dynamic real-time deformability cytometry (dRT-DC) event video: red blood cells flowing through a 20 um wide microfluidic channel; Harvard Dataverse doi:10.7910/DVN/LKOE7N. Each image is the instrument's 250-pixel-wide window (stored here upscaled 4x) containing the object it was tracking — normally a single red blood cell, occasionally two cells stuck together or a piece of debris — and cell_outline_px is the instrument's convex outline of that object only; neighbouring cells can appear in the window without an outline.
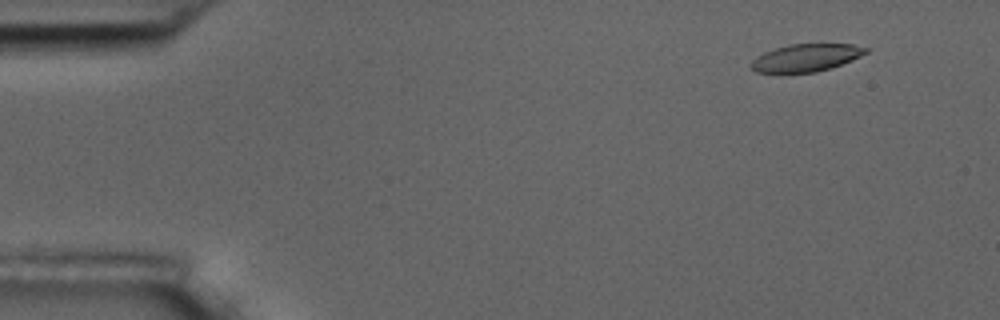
{"species": "common noctule bat (a hibernating species)", "species_latin": "Nyctalus noctula", "temperature_condition": "room temperature", "stored_images_in_passage": 10, "camera_frame_rate_fps": 3000, "um_per_image_px": 0.085, "animal": {"sex": "male", "body_mass_g": 17.5, "forearm_length_mm": 52.3}, "frame": {"image": 1, "passage_image": 2, "time_ms": 1.333, "image_size_px": [1000, 320], "cell_outline_px": [[868, 52], [852, 60], [832, 68], [816, 72], [756, 72], [752, 68], [752, 60], [764, 52], [788, 44], [852, 44], [868, 48]], "centroid_in_image_um": [68.55, 4.9], "position_along_channel_um": 16.4, "area_um2": 18.21}}
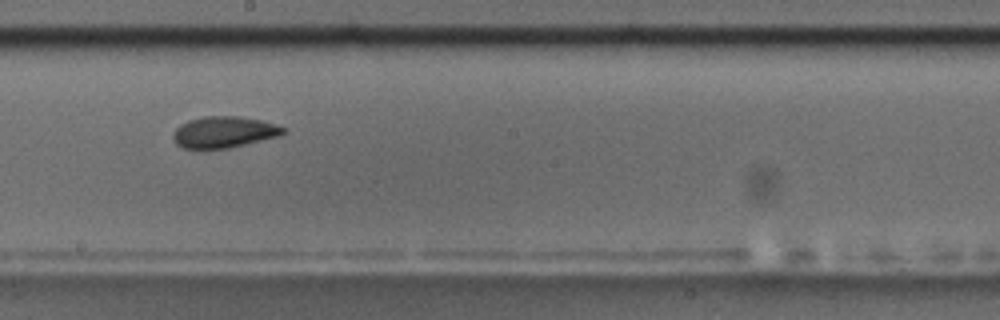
{"frame": {"image": 2, "passage_image": 9, "time_ms": 10.0, "image_size_px": [1000, 320], "cell_outline_px": [[288, 132], [280, 136], [228, 148], [184, 148], [176, 144], [172, 136], [172, 132], [180, 124], [188, 120], [204, 116], [240, 116], [260, 120], [288, 128]], "centroid_in_image_um": [19.05, 11.22], "position_along_channel_um": 229.1, "area_um2": 20.23}}
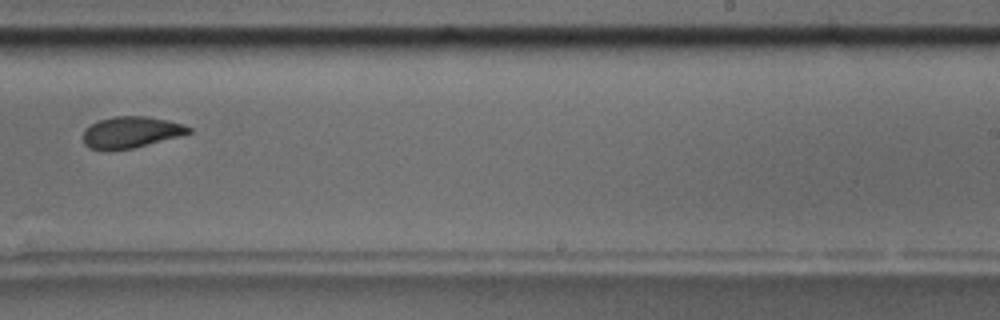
{"frame": {"image": 3, "passage_image": 10, "time_ms": 11.333, "image_size_px": [1000, 320], "cell_outline_px": [[192, 132], [180, 136], [132, 148], [104, 152], [88, 148], [84, 144], [84, 128], [100, 120], [112, 116], [148, 116], [168, 120], [184, 124], [192, 128]], "centroid_in_image_um": [11.11, 11.25], "position_along_channel_um": 277.9, "area_um2": 19.59}}